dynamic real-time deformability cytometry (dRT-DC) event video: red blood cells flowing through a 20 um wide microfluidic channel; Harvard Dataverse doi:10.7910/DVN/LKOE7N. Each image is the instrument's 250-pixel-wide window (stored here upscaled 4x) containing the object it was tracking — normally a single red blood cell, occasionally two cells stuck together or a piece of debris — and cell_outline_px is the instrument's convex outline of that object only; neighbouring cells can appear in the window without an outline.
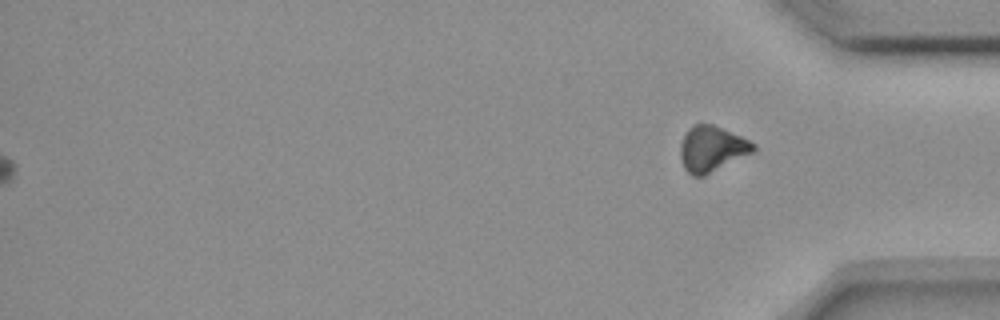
{"species": "common noctule bat (a hibernating species)", "species_latin": "Nyctalus noctula", "temperature_condition": "room temperature", "stored_images_in_passage": 48, "segment_of_instrument_passage": [2, 2], "camera_frame_rate_fps": 3000, "um_per_image_px": 0.085, "animal": {"sex": "female", "body_mass_g": 18.4}, "frame": {"image": 1, "passage_image": 48, "time_ms": 15.667, "image_size_px": [1000, 320], "cell_outline_px": [[756, 148], [752, 152], [704, 176], [692, 176], [684, 168], [680, 160], [680, 144], [688, 128], [700, 120], [712, 124], [740, 136], [756, 144]], "centroid_in_image_um": [60.45, 12.62], "position_along_channel_um": 374.7, "area_um2": 19.48}}